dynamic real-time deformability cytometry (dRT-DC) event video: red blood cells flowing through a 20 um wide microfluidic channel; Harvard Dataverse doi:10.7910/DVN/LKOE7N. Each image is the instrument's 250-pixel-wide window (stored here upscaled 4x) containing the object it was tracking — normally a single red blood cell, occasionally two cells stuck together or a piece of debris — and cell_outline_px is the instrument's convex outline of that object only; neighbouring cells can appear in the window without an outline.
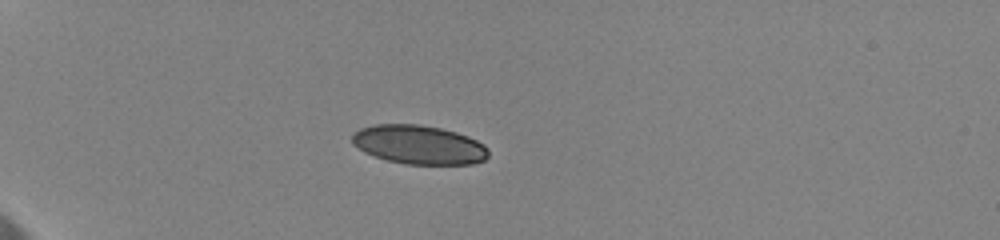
{"species": "human", "species_latin": "Homo sapiens", "temperature_condition": "cold", "stored_images_in_passage": 34, "camera_frame_rate_fps": 3000, "um_per_image_px": 0.085, "donor": {"sex": "female"}, "frame": {"image": 1, "passage_image": 1, "time_ms": 0.0, "image_size_px": [1000, 240], "cell_outline_px": [[488, 156], [484, 160], [472, 164], [404, 164], [388, 160], [364, 152], [352, 144], [352, 136], [360, 128], [376, 124], [416, 124], [440, 128], [456, 132], [468, 136], [484, 144], [488, 148]], "centroid_in_image_um": [35.62, 12.3], "position_along_channel_um": 49.4, "area_um2": 30.87}}
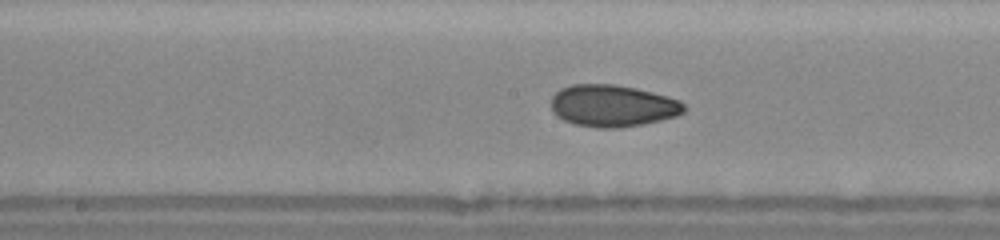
{"frame": {"image": 2, "passage_image": 16, "time_ms": 5.333, "image_size_px": [1000, 240], "cell_outline_px": [[688, 108], [684, 112], [676, 116], [660, 120], [640, 124], [616, 128], [596, 128], [576, 124], [564, 120], [556, 116], [552, 112], [552, 96], [560, 88], [572, 84], [616, 84], [636, 88], [652, 92], [680, 100]], "centroid_in_image_um": [52.07, 8.98], "position_along_channel_um": 196.1, "area_um2": 32.54}}
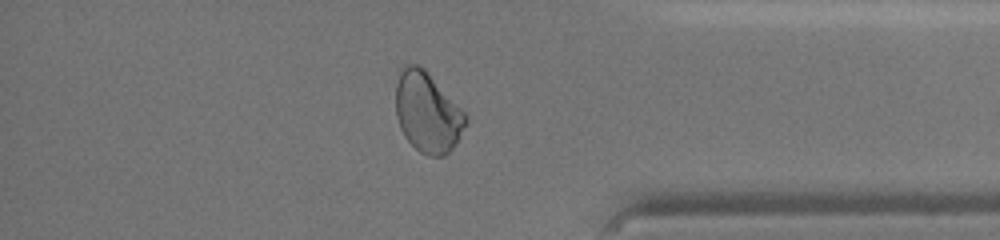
{"frame": {"image": 3, "passage_image": 34, "time_ms": 11.333, "image_size_px": [1000, 240], "cell_outline_px": [[468, 120], [460, 136], [452, 148], [444, 156], [428, 156], [420, 152], [404, 136], [400, 128], [396, 116], [396, 84], [400, 68], [408, 64], [416, 64], [424, 68], [468, 116]], "centroid_in_image_um": [36.32, 9.54], "position_along_channel_um": 398.9, "area_um2": 32.54}, "authors_computed_cell_mechanics": {"area_um2": 31.5877, "velocity_mm_per_s": 3.5393, "shape_relaxation_time_tau1_ms": 9.8018, "shape_relaxation_time_tau2_ms": 1.831, "deformation_change_tau1": 0.1954, "deformation_change_tau2": 0.0579}}